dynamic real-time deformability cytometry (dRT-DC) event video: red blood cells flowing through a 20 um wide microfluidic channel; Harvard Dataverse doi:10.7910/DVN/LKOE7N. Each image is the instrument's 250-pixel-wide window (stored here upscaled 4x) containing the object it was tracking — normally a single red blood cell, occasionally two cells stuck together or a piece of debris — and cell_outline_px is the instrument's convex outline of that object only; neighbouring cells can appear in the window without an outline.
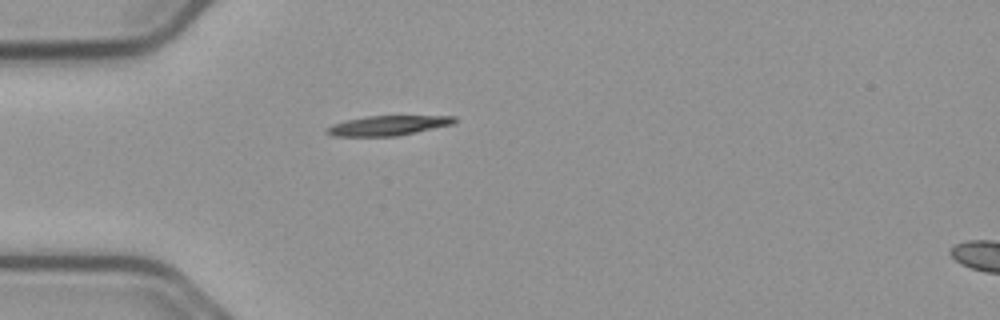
{"species": "common noctule bat (a hibernating species)", "species_latin": "Nyctalus noctula", "temperature_condition": "cold", "stored_images_in_passage": 40, "camera_frame_rate_fps": 3000, "um_per_image_px": 0.085, "animal": {"sex": "male", "body_mass_g": 23.1, "forearm_length_mm": 52.7}, "frame": {"image": 1, "passage_image": 1, "time_ms": 0.0, "image_size_px": [1000, 320], "cell_outline_px": [[456, 120], [452, 124], [416, 132], [396, 136], [332, 136], [324, 132], [324, 128], [332, 124], [344, 120], [368, 116], [456, 116]], "centroid_in_image_um": [32.89, 10.67], "position_along_channel_um": 52.1, "area_um2": 14.74}}
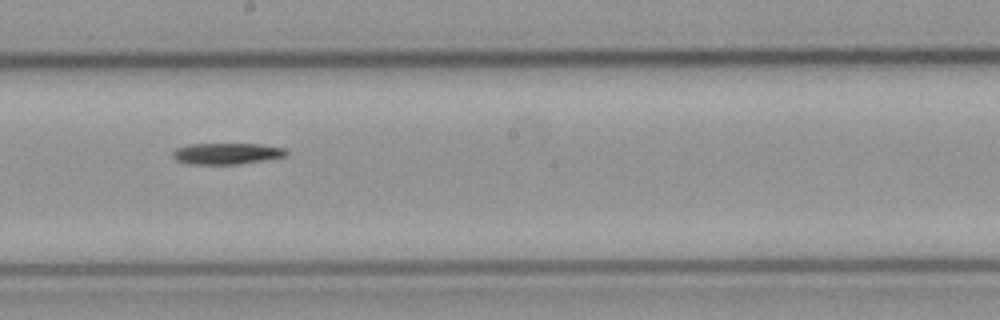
{"frame": {"image": 2, "passage_image": 16, "time_ms": 5.0, "image_size_px": [1000, 320], "cell_outline_px": [[288, 156], [264, 160], [236, 164], [188, 164], [176, 160], [172, 156], [172, 152], [176, 148], [188, 144], [260, 144], [288, 148]], "centroid_in_image_um": [19.3, 13.05], "position_along_channel_um": 228.9, "area_um2": 14.22}}
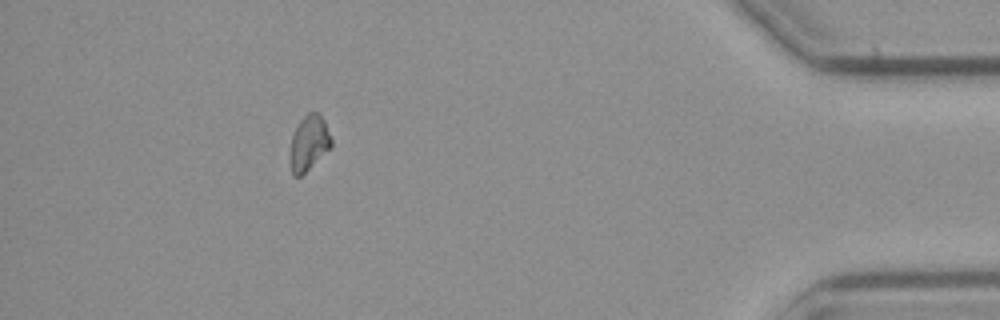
{"frame": {"image": 3, "passage_image": 35, "time_ms": 11.333, "image_size_px": [1000, 320], "cell_outline_px": [[332, 148], [300, 176], [292, 176], [288, 156], [288, 152], [292, 136], [300, 120], [308, 112], [320, 112], [324, 120], [332, 140]], "centroid_in_image_um": [26.24, 12.17], "position_along_channel_um": 409.0, "area_um2": 13.58}}